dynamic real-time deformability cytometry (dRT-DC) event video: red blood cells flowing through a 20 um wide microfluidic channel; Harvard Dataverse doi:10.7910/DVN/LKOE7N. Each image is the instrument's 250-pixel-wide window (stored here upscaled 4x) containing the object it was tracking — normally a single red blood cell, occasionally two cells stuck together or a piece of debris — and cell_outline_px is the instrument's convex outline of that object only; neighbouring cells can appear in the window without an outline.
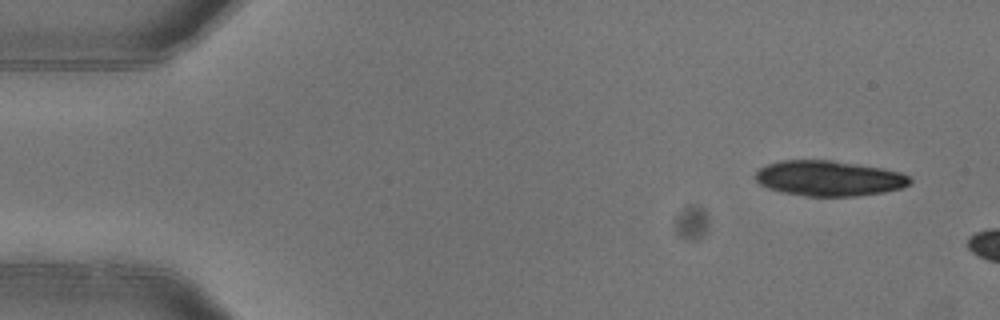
{"species": "common noctule bat (a hibernating species)", "species_latin": "Nyctalus noctula", "temperature_condition": "warm", "stored_images_in_passage": 3, "camera_frame_rate_fps": 3000, "um_per_image_px": 0.085, "animal": {"sex": "female"}, "frame": {"image": 1, "passage_image": 1, "time_ms": 0.0, "image_size_px": [1000, 320], "cell_outline_px": [[912, 184], [904, 188], [884, 192], [852, 196], [804, 196], [780, 192], [768, 188], [760, 184], [752, 176], [760, 168], [768, 164], [780, 160], [832, 160], [884, 168], [900, 172], [908, 176], [912, 180]], "centroid_in_image_um": [70.47, 15.16], "position_along_channel_um": 14.5, "area_um2": 32.14}}